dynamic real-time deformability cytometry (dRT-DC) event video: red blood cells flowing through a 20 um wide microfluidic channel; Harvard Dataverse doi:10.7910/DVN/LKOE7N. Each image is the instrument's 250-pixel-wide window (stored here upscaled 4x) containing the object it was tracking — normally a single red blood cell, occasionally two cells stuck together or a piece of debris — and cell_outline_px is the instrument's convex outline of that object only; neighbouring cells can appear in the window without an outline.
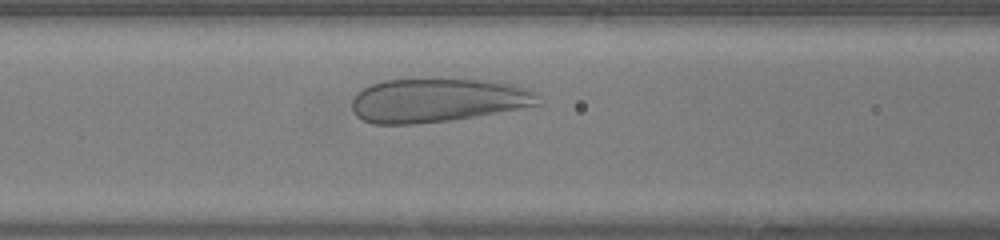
{"species": "human", "species_latin": "Homo sapiens", "temperature_condition": "warm", "stored_images_in_passage": 28, "camera_frame_rate_fps": 3000, "um_per_image_px": 0.085, "donor": {"sex": "female"}, "frame": {"image": 1, "passage_image": 10, "time_ms": 3.0, "image_size_px": [1000, 240], "cell_outline_px": [[544, 104], [476, 116], [448, 120], [416, 124], [372, 124], [356, 116], [352, 112], [352, 100], [356, 92], [372, 84], [384, 80], [488, 80], [512, 84], [528, 88], [536, 92]], "centroid_in_image_um": [37.21, 8.53], "position_along_channel_um": 129.4, "area_um2": 47.51}}
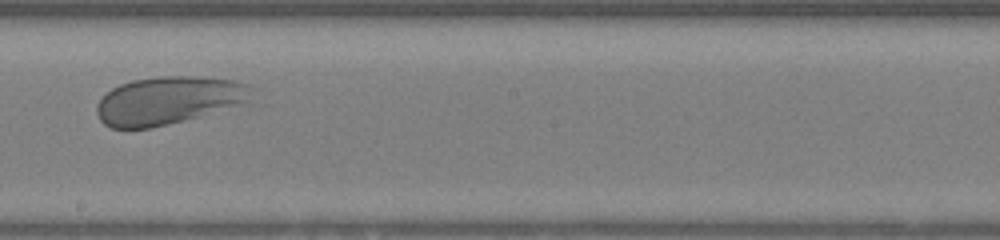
{"frame": {"image": 2, "passage_image": 17, "time_ms": 5.333, "image_size_px": [1000, 240], "cell_outline_px": [[248, 100], [244, 104], [152, 128], [112, 128], [104, 124], [100, 120], [96, 112], [96, 104], [112, 88], [120, 84], [132, 80], [160, 76], [196, 76], [236, 80], [248, 84]], "centroid_in_image_um": [14.27, 8.53], "position_along_channel_um": 233.9, "area_um2": 42.83}}
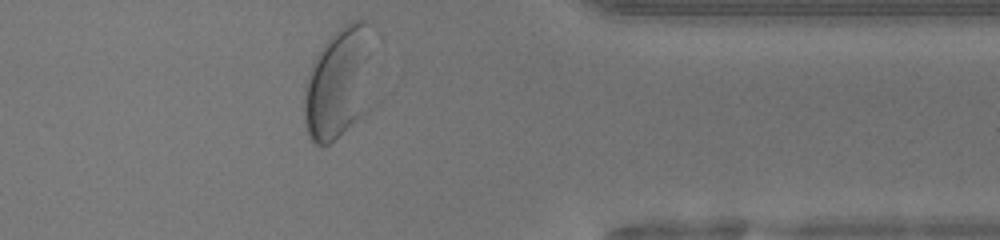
{"frame": {"image": 3, "passage_image": 28, "time_ms": 9.0, "image_size_px": [1000, 240], "cell_outline_px": [[368, 112], [328, 144], [316, 144], [308, 136], [304, 124], [304, 88], [308, 72], [320, 48], [344, 24], [352, 20], [364, 20], [368, 24]], "centroid_in_image_um": [28.71, 7.13], "position_along_channel_um": 382.7, "area_um2": 43.93}}